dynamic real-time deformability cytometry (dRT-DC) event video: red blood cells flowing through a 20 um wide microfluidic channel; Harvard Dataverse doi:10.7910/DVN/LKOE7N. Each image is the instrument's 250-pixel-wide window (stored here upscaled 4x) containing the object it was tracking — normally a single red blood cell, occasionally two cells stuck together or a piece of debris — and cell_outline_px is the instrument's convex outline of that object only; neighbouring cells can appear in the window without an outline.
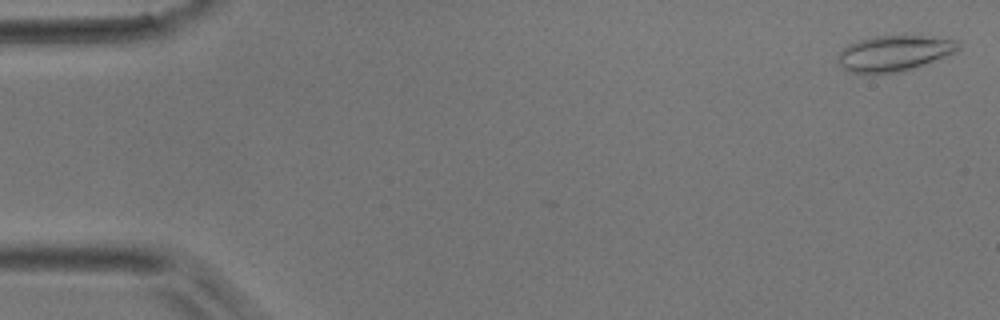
{"species": "common noctule bat (a hibernating species)", "species_latin": "Nyctalus noctula", "temperature_condition": "room temperature", "stored_images_in_passage": 5, "camera_frame_rate_fps": 3000, "um_per_image_px": 0.085, "animal": {"sex": "male", "body_mass_g": 17.9}, "frame": {"image": 1, "passage_image": 1, "time_ms": 0.0, "image_size_px": [1000, 320], "cell_outline_px": [[960, 48], [956, 52], [924, 64], [900, 72], [848, 72], [836, 60], [836, 56], [848, 44], [860, 40], [876, 36], [904, 32], [956, 40], [960, 44]], "centroid_in_image_um": [76.03, 4.46], "position_along_channel_um": 9.0, "area_um2": 25.43}}